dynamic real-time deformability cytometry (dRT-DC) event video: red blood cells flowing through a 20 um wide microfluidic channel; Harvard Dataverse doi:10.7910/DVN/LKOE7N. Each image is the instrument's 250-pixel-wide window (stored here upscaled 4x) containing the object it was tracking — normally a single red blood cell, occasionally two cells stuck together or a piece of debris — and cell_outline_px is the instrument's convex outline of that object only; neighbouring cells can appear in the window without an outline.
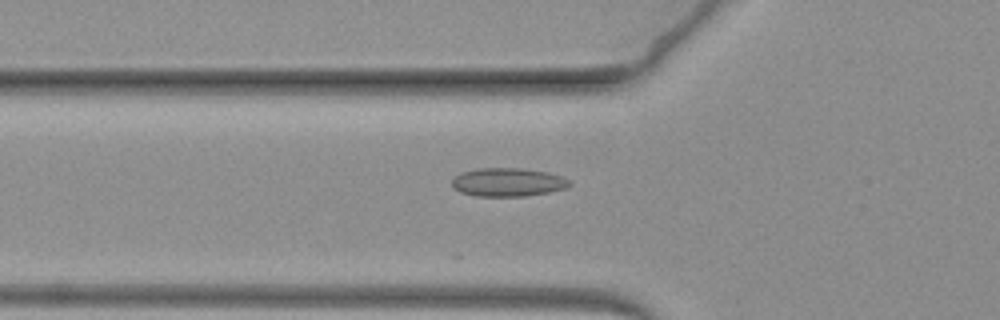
{"species": "common noctule bat (a hibernating species)", "species_latin": "Nyctalus noctula", "temperature_condition": "warm", "stored_images_in_passage": 34, "camera_frame_rate_fps": 3000, "um_per_image_px": 0.085, "animal": {"sex": "female", "body_mass_g": 19.3, "forearm_length_mm": 54.1}, "frame": {"image": 1, "passage_image": 24, "time_ms": 7.667, "image_size_px": [1000, 320], "cell_outline_px": [[572, 184], [564, 188], [548, 192], [524, 196], [476, 196], [460, 192], [452, 188], [452, 180], [460, 172], [476, 168], [520, 168], [548, 172], [564, 176]], "centroid_in_image_um": [43.14, 15.48], "position_along_channel_um": 82.7, "area_um2": 19.59}}
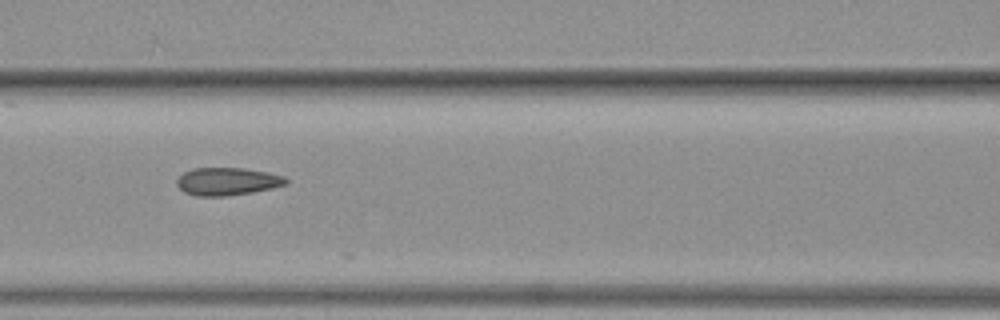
{"frame": {"image": 2, "passage_image": 30, "time_ms": 9.667, "image_size_px": [1000, 320], "cell_outline_px": [[288, 184], [272, 188], [252, 192], [224, 196], [196, 196], [184, 192], [176, 184], [176, 180], [184, 172], [192, 168], [244, 168], [268, 172], [284, 176], [288, 180]], "centroid_in_image_um": [19.32, 15.42], "position_along_channel_um": 147.3, "area_um2": 17.69}}
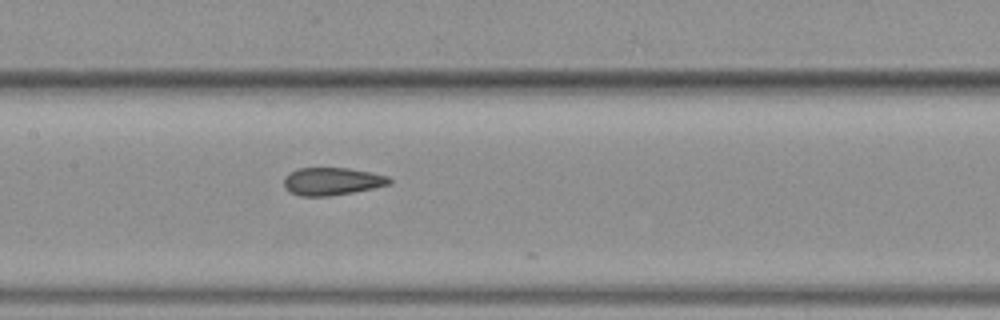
{"frame": {"image": 3, "passage_image": 33, "time_ms": 10.667, "image_size_px": [1000, 320], "cell_outline_px": [[392, 184], [352, 192], [328, 196], [300, 196], [288, 192], [284, 188], [284, 176], [288, 172], [300, 168], [348, 168], [388, 176], [392, 180]], "centroid_in_image_um": [28.17, 15.41], "position_along_channel_um": 179.2, "area_um2": 17.05}}